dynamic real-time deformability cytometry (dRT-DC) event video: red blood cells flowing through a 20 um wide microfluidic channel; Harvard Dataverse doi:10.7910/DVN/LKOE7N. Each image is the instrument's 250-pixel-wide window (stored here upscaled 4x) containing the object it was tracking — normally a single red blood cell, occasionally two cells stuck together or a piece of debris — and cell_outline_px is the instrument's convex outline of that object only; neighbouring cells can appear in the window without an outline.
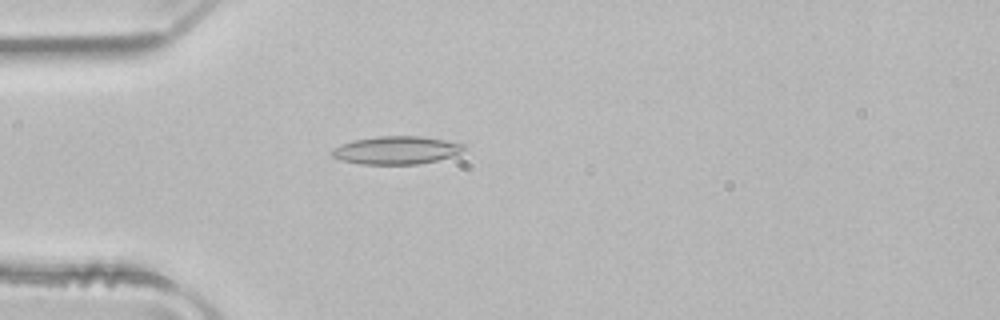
{"species": "common noctule bat (a hibernating species)", "species_latin": "Nyctalus noctula", "temperature_condition": "room temperature", "stored_images_in_passage": 51, "camera_frame_rate_fps": 3000, "um_per_image_px": 0.085, "animal": {"sex": "male", "body_mass_g": 21.5, "forearm_length_mm": 52.0}, "frame": {"image": 1, "passage_image": 14, "time_ms": 4.333, "image_size_px": [1000, 320], "cell_outline_px": [[468, 148], [452, 156], [436, 160], [416, 164], [360, 164], [340, 160], [332, 156], [332, 148], [352, 140], [376, 136], [424, 136], [464, 144]], "centroid_in_image_um": [33.68, 12.76], "position_along_channel_um": 51.3, "area_um2": 21.56}}
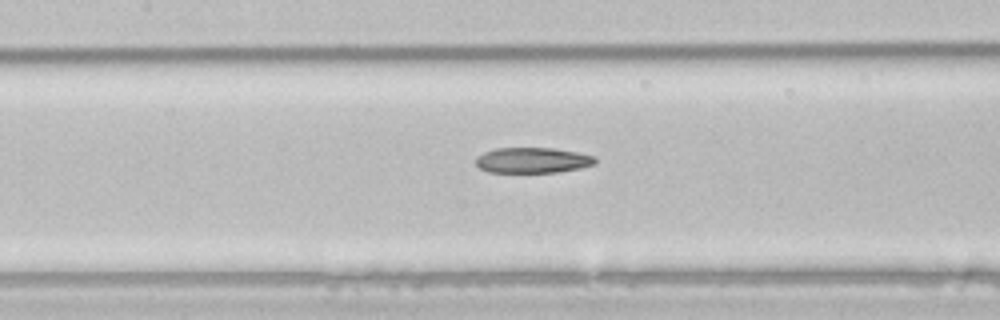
{"frame": {"image": 2, "passage_image": 23, "time_ms": 7.333, "image_size_px": [1000, 320], "cell_outline_px": [[596, 164], [580, 168], [556, 172], [488, 172], [480, 168], [476, 164], [476, 156], [484, 152], [496, 148], [552, 148], [580, 152], [596, 156]], "centroid_in_image_um": [45.29, 13.61], "position_along_channel_um": 162.1, "area_um2": 17.86}}
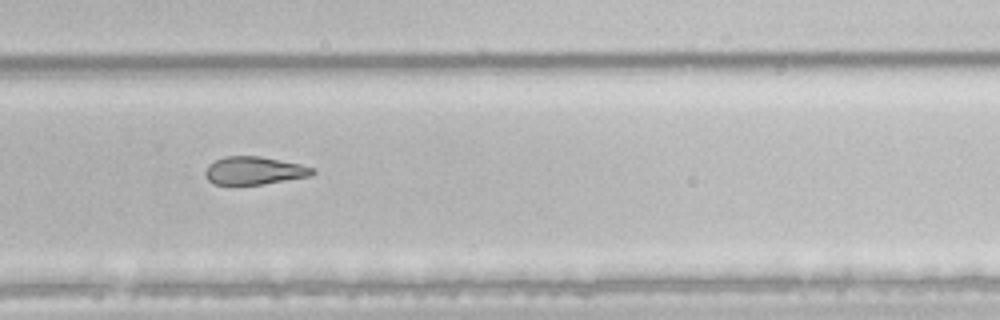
{"frame": {"image": 3, "passage_image": 34, "time_ms": 11.0, "image_size_px": [1000, 320], "cell_outline_px": [[316, 172], [312, 176], [264, 184], [212, 184], [204, 176], [204, 172], [208, 164], [224, 156], [260, 156], [300, 164], [312, 168]], "centroid_in_image_um": [21.59, 14.5], "position_along_channel_um": 308.2, "area_um2": 17.51}, "authors_computed_cell_mechanics": {"area_um2": 20.1722, "velocity_mm_per_s": 4.0062, "shape_relaxation_time_tau1_ms": null, "shape_relaxation_time_tau2_ms": 10.6728, "deformation_change_tau1": null, "deformation_change_tau2": 0.2387}}